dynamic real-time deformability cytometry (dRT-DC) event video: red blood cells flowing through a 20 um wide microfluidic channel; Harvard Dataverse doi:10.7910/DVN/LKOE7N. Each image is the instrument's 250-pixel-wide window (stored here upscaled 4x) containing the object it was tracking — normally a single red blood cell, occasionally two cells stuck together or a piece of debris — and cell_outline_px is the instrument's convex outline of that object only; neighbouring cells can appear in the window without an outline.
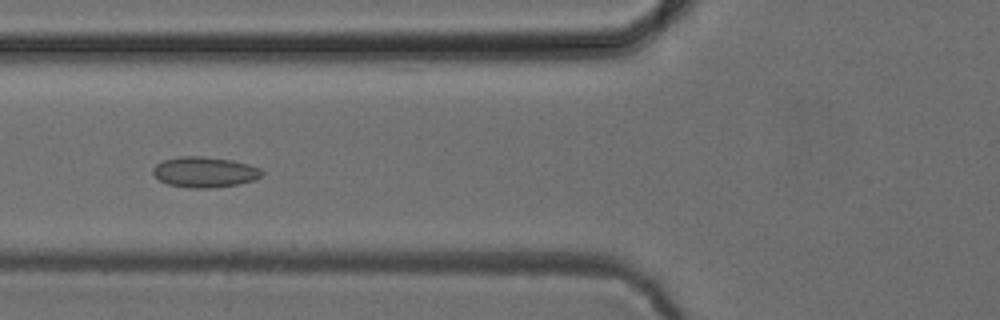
{"species": "common noctule bat (a hibernating species)", "species_latin": "Nyctalus noctula", "temperature_condition": "cold", "stored_images_in_passage": 5, "camera_frame_rate_fps": 3000, "um_per_image_px": 0.085, "animal": {"sex": "female", "body_mass_g": 24.6, "forearm_length_mm": 56.2}, "frame": {"image": 1, "passage_image": 5, "time_ms": 5.333, "image_size_px": [1000, 320], "cell_outline_px": [[264, 172], [260, 176], [252, 180], [240, 184], [212, 188], [192, 188], [168, 184], [160, 180], [152, 172], [152, 168], [156, 164], [164, 160], [180, 156], [204, 156], [232, 160], [248, 164], [260, 168]], "centroid_in_image_um": [17.39, 14.62], "position_along_channel_um": 108.4, "area_um2": 19.36}}